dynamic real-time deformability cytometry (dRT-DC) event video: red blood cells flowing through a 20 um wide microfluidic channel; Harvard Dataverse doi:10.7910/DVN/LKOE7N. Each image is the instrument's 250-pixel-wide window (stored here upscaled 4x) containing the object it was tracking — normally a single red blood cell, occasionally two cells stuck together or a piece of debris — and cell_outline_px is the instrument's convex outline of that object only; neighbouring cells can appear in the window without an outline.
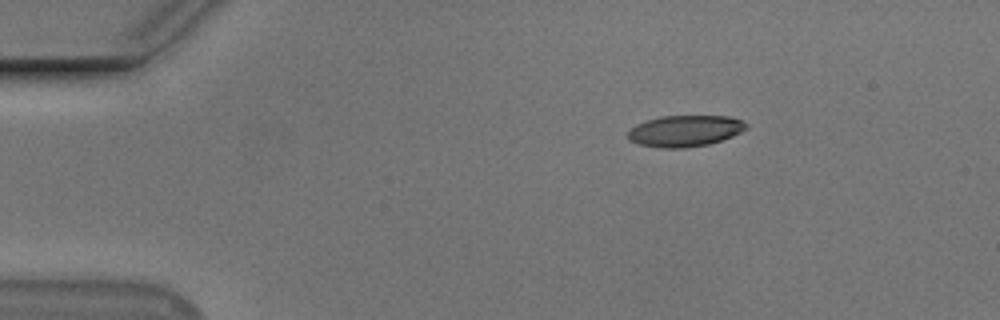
{"species": "Egyptian fruit bat (a non-hibernating species)", "species_latin": "Rousettus aegyptiacus", "temperature_condition": "cold", "stored_images_in_passage": 3, "camera_frame_rate_fps": 3000, "um_per_image_px": 0.085, "animal": {"sex": "male"}, "frame": {"image": 1, "passage_image": 1, "time_ms": 0.0, "image_size_px": [1000, 320], "cell_outline_px": [[748, 128], [732, 136], [708, 144], [684, 148], [660, 148], [640, 144], [628, 140], [628, 132], [636, 124], [660, 116], [728, 116], [740, 120], [748, 124]], "centroid_in_image_um": [58.22, 11.13], "position_along_channel_um": 26.8, "area_um2": 21.44}}